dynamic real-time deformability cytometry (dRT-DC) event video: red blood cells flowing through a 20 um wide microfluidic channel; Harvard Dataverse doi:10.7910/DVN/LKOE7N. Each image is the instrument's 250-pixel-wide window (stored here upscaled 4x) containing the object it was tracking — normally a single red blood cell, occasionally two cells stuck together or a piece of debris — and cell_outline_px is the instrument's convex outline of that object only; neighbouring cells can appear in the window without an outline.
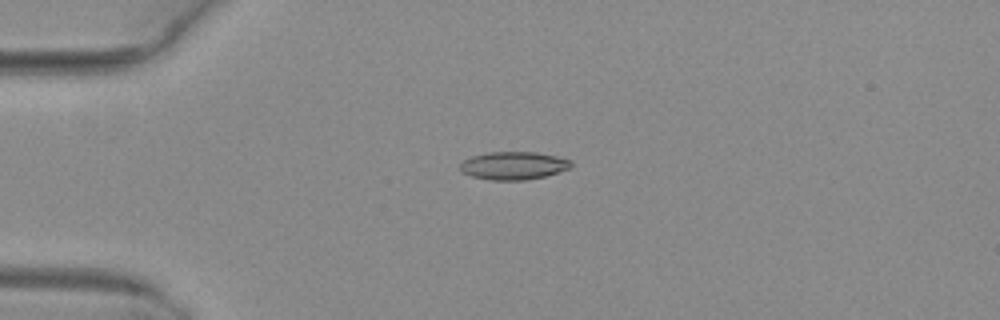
{"species": "common noctule bat (a hibernating species)", "species_latin": "Nyctalus noctula", "temperature_condition": "warm", "stored_images_in_passage": 3, "camera_frame_rate_fps": 3000, "um_per_image_px": 0.085, "animal": {"sex": "female", "body_mass_g": 29.2, "forearm_length_mm": 56.3}, "frame": {"image": 1, "passage_image": 2, "time_ms": 0.333, "image_size_px": [1000, 320], "cell_outline_px": [[572, 164], [568, 168], [544, 176], [524, 180], [488, 180], [472, 176], [464, 172], [460, 168], [460, 164], [464, 160], [472, 156], [488, 152], [536, 152], [556, 156], [572, 160]], "centroid_in_image_um": [43.64, 14.07], "position_along_channel_um": 41.4, "area_um2": 17.86}}